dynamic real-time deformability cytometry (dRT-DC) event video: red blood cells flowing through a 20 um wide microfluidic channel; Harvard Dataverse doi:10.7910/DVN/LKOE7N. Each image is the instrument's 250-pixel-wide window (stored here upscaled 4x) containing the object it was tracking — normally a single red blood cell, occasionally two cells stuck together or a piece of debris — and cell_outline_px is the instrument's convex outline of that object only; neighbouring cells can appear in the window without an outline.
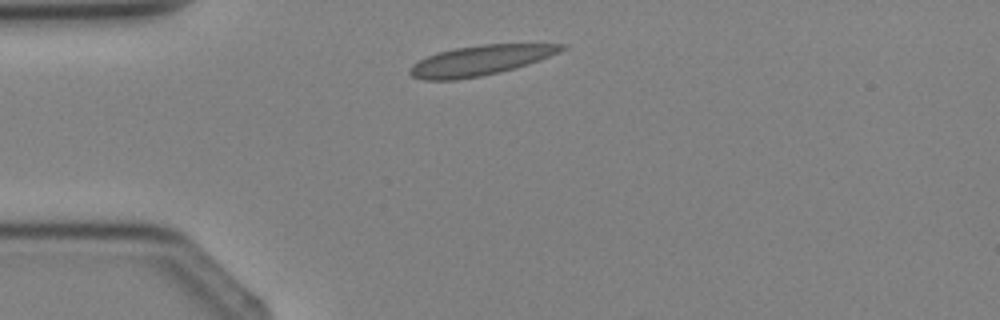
{"species": "Egyptian fruit bat (a non-hibernating species)", "species_latin": "Rousettus aegyptiacus", "temperature_condition": "cold", "stored_images_in_passage": 1, "camera_frame_rate_fps": 3000, "um_per_image_px": 0.085, "animal": {"sex": "female"}, "frame": {"image": 1, "passage_image": 1, "time_ms": 0.0, "image_size_px": [1000, 320], "cell_outline_px": [[568, 44], [560, 52], [540, 60], [516, 68], [500, 72], [480, 76], [456, 80], [424, 80], [412, 76], [408, 72], [408, 68], [412, 64], [436, 52], [456, 48], [480, 44]], "centroid_in_image_um": [40.8, 5.14], "position_along_channel_um": 44.2, "area_um2": 26.53}}